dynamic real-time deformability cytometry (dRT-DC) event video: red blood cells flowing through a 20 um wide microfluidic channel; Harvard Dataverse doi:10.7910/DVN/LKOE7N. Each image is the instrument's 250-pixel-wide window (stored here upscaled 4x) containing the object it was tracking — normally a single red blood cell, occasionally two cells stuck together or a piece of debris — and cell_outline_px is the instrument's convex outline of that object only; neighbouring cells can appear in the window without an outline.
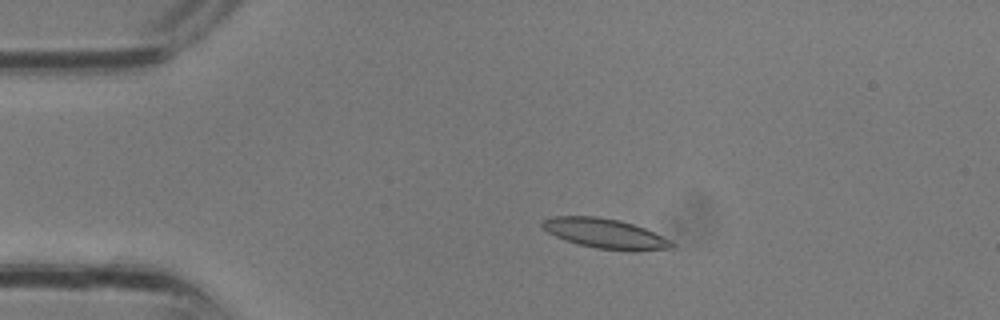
{"species": "common noctule bat (a hibernating species)", "species_latin": "Nyctalus noctula", "temperature_condition": "room temperature", "stored_images_in_passage": 14, "camera_frame_rate_fps": 3000, "um_per_image_px": 0.085, "animal": {"sex": "male", "body_mass_g": 13.3}, "frame": {"image": 1, "passage_image": 5, "time_ms": 1.333, "image_size_px": [1000, 320], "cell_outline_px": [[676, 248], [596, 248], [580, 244], [556, 236], [548, 232], [540, 224], [544, 220], [556, 216], [596, 216], [620, 220], [644, 228], [676, 244]], "centroid_in_image_um": [51.35, 19.79], "position_along_channel_um": 33.7, "area_um2": 21.15}}
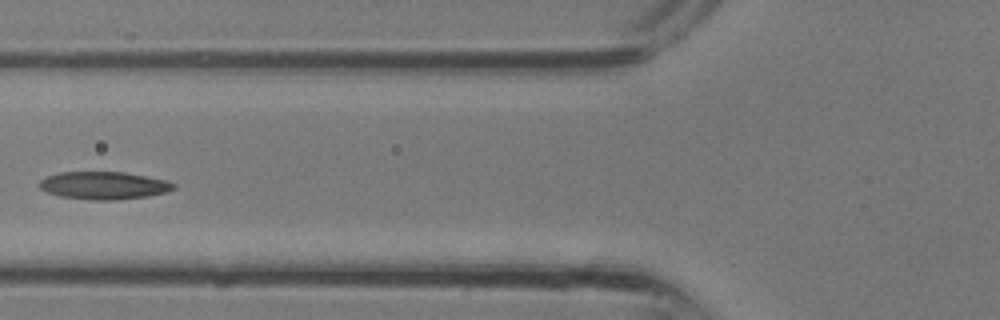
{"frame": {"image": 2, "passage_image": 11, "time_ms": 3.333, "image_size_px": [1000, 320], "cell_outline_px": [[176, 188], [164, 192], [148, 196], [116, 200], [88, 200], [60, 196], [48, 192], [40, 188], [40, 180], [48, 176], [60, 172], [124, 172], [168, 180], [176, 184]], "centroid_in_image_um": [8.85, 15.76], "position_along_channel_um": 116.9, "area_um2": 21.62}}
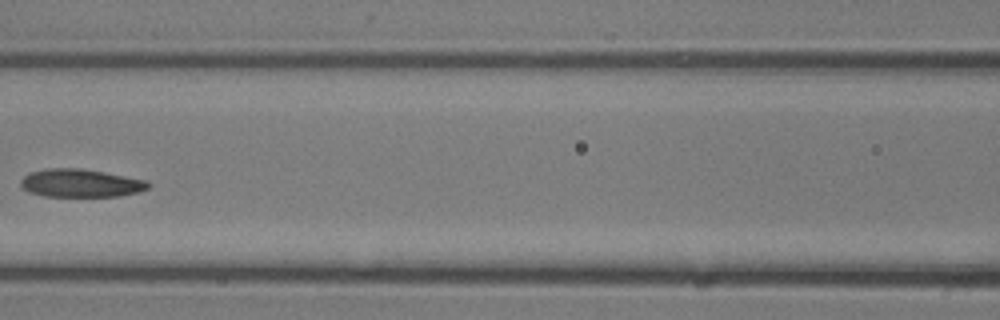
{"frame": {"image": 3, "passage_image": 13, "time_ms": 4.0, "image_size_px": [1000, 320], "cell_outline_px": [[152, 184], [148, 188], [140, 192], [120, 196], [44, 196], [28, 192], [20, 184], [20, 180], [24, 176], [32, 172], [48, 168], [80, 168], [148, 180]], "centroid_in_image_um": [6.89, 15.57], "position_along_channel_um": 159.7, "area_um2": 20.87}}